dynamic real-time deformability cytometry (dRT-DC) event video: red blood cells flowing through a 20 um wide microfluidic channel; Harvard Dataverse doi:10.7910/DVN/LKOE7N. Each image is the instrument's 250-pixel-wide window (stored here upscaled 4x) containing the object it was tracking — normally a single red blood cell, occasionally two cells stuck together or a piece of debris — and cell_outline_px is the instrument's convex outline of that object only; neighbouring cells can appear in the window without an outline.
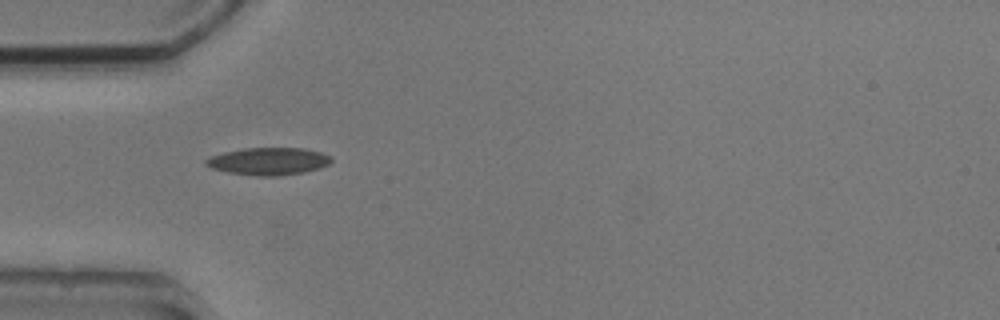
{"species": "common noctule bat (a hibernating species)", "species_latin": "Nyctalus noctula", "temperature_condition": "cold", "stored_images_in_passage": 6, "camera_frame_rate_fps": 3000, "um_per_image_px": 0.085, "animal": {"sex": "male", "body_mass_g": 20.5, "forearm_length_mm": 52.5}, "frame": {"image": 1, "passage_image": 5, "time_ms": 4.667, "image_size_px": [1000, 320], "cell_outline_px": [[332, 160], [328, 164], [320, 168], [304, 172], [280, 176], [256, 176], [228, 172], [212, 168], [204, 164], [204, 160], [208, 156], [224, 152], [244, 148], [304, 148], [320, 152], [332, 156]], "centroid_in_image_um": [22.81, 13.71], "position_along_channel_um": 62.2, "area_um2": 20.17}}